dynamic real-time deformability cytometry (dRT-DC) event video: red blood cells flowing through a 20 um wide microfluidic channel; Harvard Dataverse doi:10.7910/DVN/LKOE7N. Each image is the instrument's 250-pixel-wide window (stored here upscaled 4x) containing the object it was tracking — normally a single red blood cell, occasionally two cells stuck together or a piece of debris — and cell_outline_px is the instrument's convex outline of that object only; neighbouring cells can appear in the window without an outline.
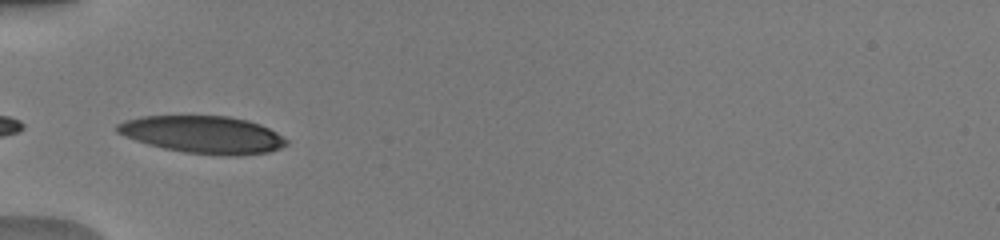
{"species": "human", "species_latin": "Homo sapiens", "temperature_condition": "warm", "stored_images_in_passage": 28, "camera_frame_rate_fps": 3000, "um_per_image_px": 0.085, "donor": {"sex": "male"}, "frame": {"image": 1, "passage_image": 1, "time_ms": 0.0, "image_size_px": [1000, 240], "cell_outline_px": [[288, 144], [280, 148], [268, 152], [240, 156], [224, 156], [184, 152], [164, 148], [148, 144], [124, 136], [116, 132], [116, 124], [124, 120], [140, 116], [228, 116], [248, 120], [260, 124], [276, 132], [288, 140]], "centroid_in_image_um": [17.26, 11.44], "position_along_channel_um": 67.7, "area_um2": 37.05}}
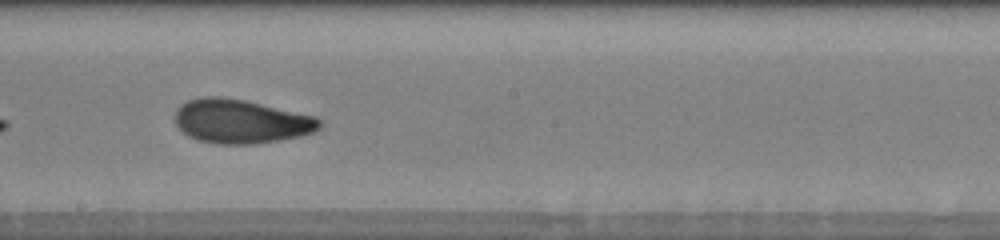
{"frame": {"image": 2, "passage_image": 13, "time_ms": 4.0, "image_size_px": [1000, 240], "cell_outline_px": [[320, 128], [312, 132], [296, 136], [256, 144], [216, 144], [196, 140], [188, 136], [176, 124], [176, 108], [180, 104], [188, 100], [204, 96], [220, 96], [244, 100], [316, 116], [320, 120]], "centroid_in_image_um": [20.43, 10.31], "position_along_channel_um": 227.8, "area_um2": 36.88}}
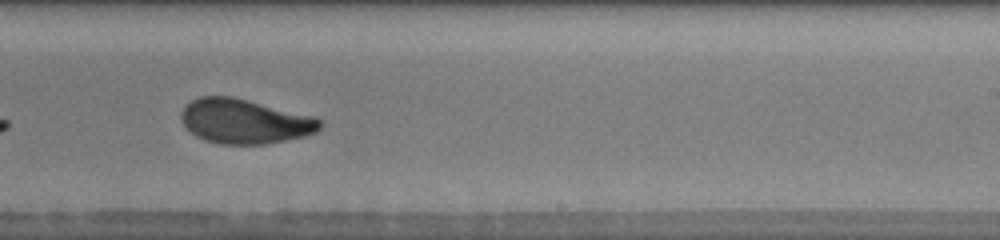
{"frame": {"image": 3, "passage_image": 16, "time_ms": 5.0, "image_size_px": [1000, 240], "cell_outline_px": [[324, 124], [316, 132], [304, 136], [264, 144], [220, 144], [204, 140], [196, 136], [184, 124], [180, 116], [180, 112], [192, 100], [200, 96], [232, 96], [316, 116]], "centroid_in_image_um": [20.82, 10.3], "position_along_channel_um": 268.2, "area_um2": 36.07}, "authors_computed_cell_mechanics": {"area_um2": 36.2984, "velocity_mm_per_s": 4.078, "shape_relaxation_time_tau1_ms": 4.0069, "shape_relaxation_time_tau2_ms": 1.0711, "deformation_change_tau1": 0.1622, "deformation_change_tau2": 0.0651}}